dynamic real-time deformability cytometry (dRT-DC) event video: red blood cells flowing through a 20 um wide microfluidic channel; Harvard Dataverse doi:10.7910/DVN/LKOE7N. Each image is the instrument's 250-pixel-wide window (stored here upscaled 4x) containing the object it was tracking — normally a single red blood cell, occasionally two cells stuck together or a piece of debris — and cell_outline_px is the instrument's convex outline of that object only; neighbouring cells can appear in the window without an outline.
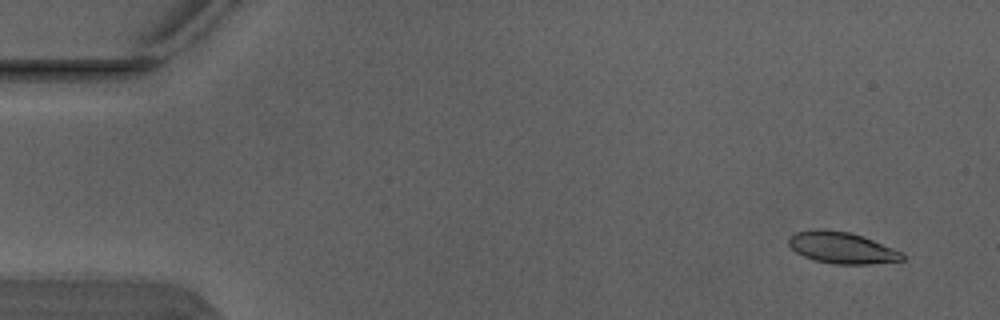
{"species": "Egyptian fruit bat (a non-hibernating species)", "species_latin": "Rousettus aegyptiacus", "temperature_condition": "warm", "stored_images_in_passage": 5, "camera_frame_rate_fps": 3000, "um_per_image_px": 0.085, "animal": {"sex": "male"}, "frame": {"image": 1, "passage_image": 2, "time_ms": 0.333, "image_size_px": [1000, 320], "cell_outline_px": [[904, 260], [868, 264], [836, 264], [816, 260], [804, 256], [796, 252], [788, 244], [788, 236], [796, 232], [816, 228], [824, 228], [852, 232], [864, 236], [904, 252]], "centroid_in_image_um": [71.56, 21.03], "position_along_channel_um": 13.4, "area_um2": 21.15}}
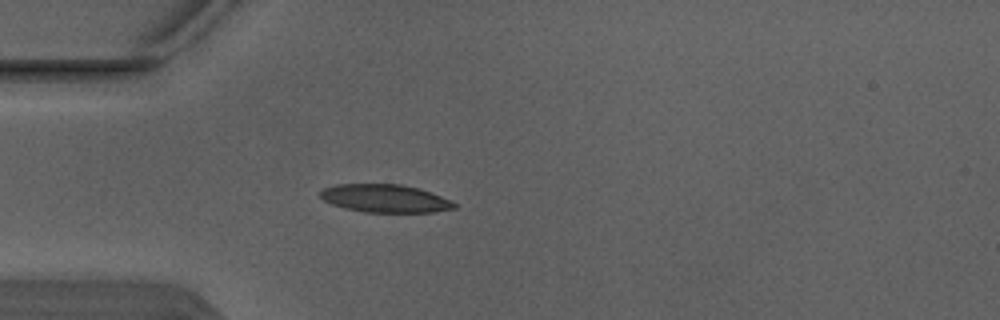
{"frame": {"image": 2, "passage_image": 5, "time_ms": 1.333, "image_size_px": [1000, 320], "cell_outline_px": [[456, 208], [432, 212], [364, 212], [344, 208], [332, 204], [324, 200], [320, 196], [320, 192], [324, 188], [336, 184], [400, 184], [420, 188], [452, 200], [456, 204]], "centroid_in_image_um": [32.75, 16.86], "position_along_channel_um": 52.3, "area_um2": 21.91}}